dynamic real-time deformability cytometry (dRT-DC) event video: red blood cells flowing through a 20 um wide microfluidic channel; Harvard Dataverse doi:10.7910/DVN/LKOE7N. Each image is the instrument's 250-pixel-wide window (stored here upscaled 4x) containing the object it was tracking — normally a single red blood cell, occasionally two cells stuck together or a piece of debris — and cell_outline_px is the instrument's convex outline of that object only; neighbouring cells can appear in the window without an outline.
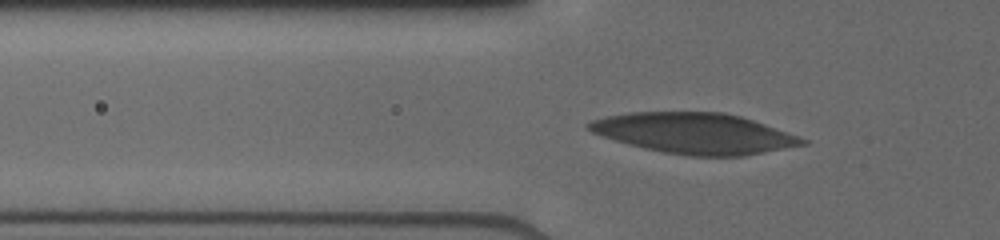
{"species": "human", "species_latin": "Homo sapiens", "temperature_condition": "cold", "stored_images_in_passage": 68, "camera_frame_rate_fps": 3000, "um_per_image_px": 0.085, "donor": {"sex": "male"}, "frame": {"image": 1, "passage_image": 22, "time_ms": 5.333, "image_size_px": [1000, 240], "cell_outline_px": [[808, 144], [744, 156], [692, 156], [664, 152], [644, 148], [628, 144], [592, 132], [584, 124], [592, 120], [608, 116], [628, 112], [724, 112], [740, 116], [764, 124], [808, 140]], "centroid_in_image_um": [59.03, 11.33], "position_along_channel_um": 66.8, "area_um2": 50.17}}
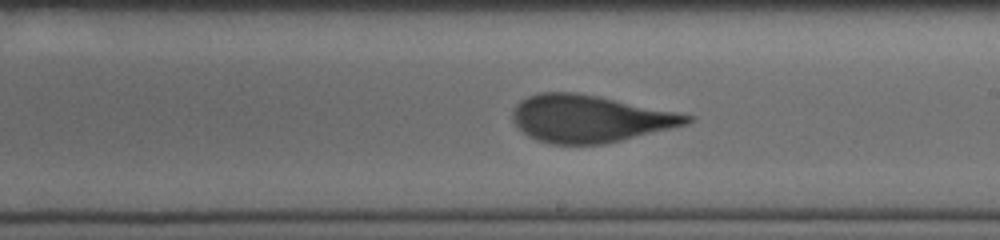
{"frame": {"image": 2, "passage_image": 39, "time_ms": 9.667, "image_size_px": [1000, 240], "cell_outline_px": [[692, 120], [688, 124], [604, 144], [552, 144], [536, 140], [528, 136], [512, 120], [512, 108], [520, 100], [528, 96], [540, 92], [576, 92], [596, 96], [692, 116]], "centroid_in_image_um": [50.04, 10.09], "position_along_channel_um": 239.0, "area_um2": 47.28}}
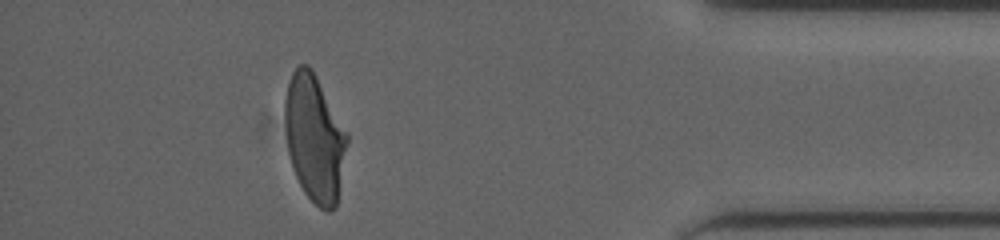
{"frame": {"image": 3, "passage_image": 61, "time_ms": 14.667, "image_size_px": [1000, 240], "cell_outline_px": [[348, 140], [336, 208], [332, 212], [328, 212], [320, 208], [304, 192], [292, 168], [288, 152], [284, 116], [284, 100], [288, 84], [292, 72], [300, 64], [308, 64], [312, 68], [348, 132]], "centroid_in_image_um": [26.74, 11.73], "position_along_channel_um": 408.5, "area_um2": 46.18}}